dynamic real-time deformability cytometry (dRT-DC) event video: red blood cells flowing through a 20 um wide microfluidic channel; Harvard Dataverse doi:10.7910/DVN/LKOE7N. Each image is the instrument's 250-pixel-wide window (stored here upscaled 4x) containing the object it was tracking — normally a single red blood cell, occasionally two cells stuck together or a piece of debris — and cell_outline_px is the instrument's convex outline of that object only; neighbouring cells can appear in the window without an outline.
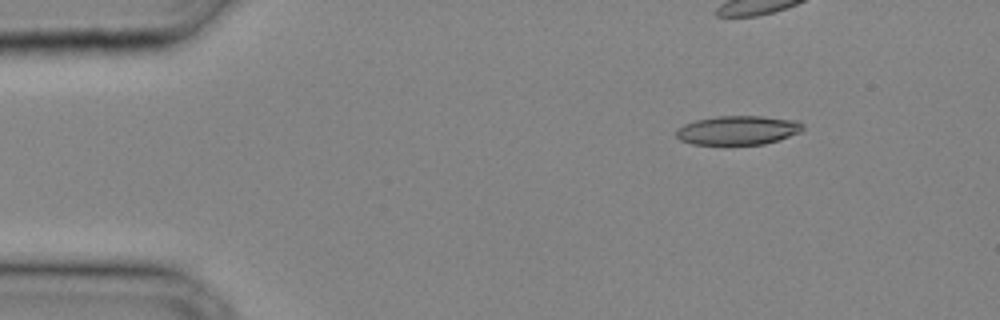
{"species": "common noctule bat (a hibernating species)", "species_latin": "Nyctalus noctula", "temperature_condition": "cold", "stored_images_in_passage": 24, "camera_frame_rate_fps": 3000, "um_per_image_px": 0.085, "animal": {"sex": "male", "body_mass_g": 20.4}, "frame": {"image": 1, "passage_image": 1, "time_ms": 0.0, "image_size_px": [1000, 320], "cell_outline_px": [[804, 128], [800, 132], [764, 144], [692, 144], [680, 140], [676, 136], [676, 128], [684, 124], [696, 120], [716, 116], [764, 116], [796, 120], [804, 124]], "centroid_in_image_um": [62.7, 11.06], "position_along_channel_um": 22.3, "area_um2": 21.39}}